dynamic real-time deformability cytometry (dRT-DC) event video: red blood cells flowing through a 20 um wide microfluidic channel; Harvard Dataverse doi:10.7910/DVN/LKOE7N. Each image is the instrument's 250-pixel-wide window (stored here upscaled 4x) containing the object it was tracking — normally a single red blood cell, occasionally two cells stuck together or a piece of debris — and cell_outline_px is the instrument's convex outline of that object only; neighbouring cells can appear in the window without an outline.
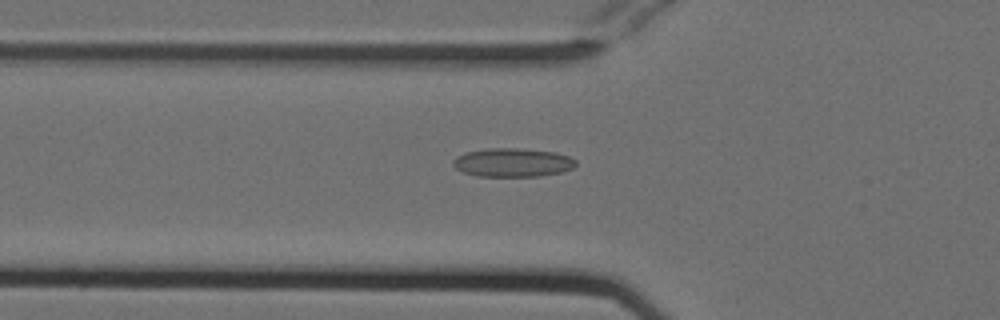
{"species": "Egyptian fruit bat (a non-hibernating species)", "species_latin": "Rousettus aegyptiacus", "temperature_condition": "cold", "stored_images_in_passage": 42, "camera_frame_rate_fps": 3000, "um_per_image_px": 0.085, "animal": {"sex": "female"}, "frame": {"image": 1, "passage_image": 7, "time_ms": 2.0, "image_size_px": [1000, 320], "cell_outline_px": [[576, 164], [572, 168], [560, 172], [540, 176], [476, 176], [464, 172], [456, 168], [452, 164], [452, 160], [456, 156], [468, 152], [488, 148], [516, 148], [556, 152], [568, 156], [576, 160]], "centroid_in_image_um": [43.56, 13.81], "position_along_channel_um": 82.2, "area_um2": 20.4}}
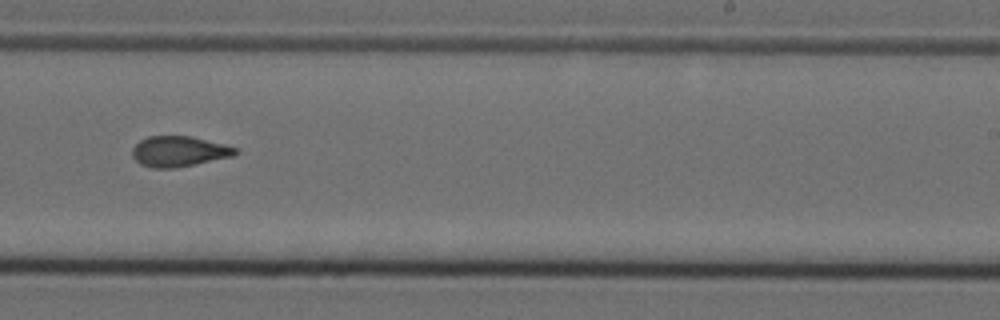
{"frame": {"image": 2, "passage_image": 22, "time_ms": 7.0, "image_size_px": [1000, 320], "cell_outline_px": [[236, 156], [176, 168], [152, 168], [140, 164], [132, 156], [132, 148], [140, 140], [148, 136], [192, 136], [224, 144], [236, 148]], "centroid_in_image_um": [15.21, 12.87], "position_along_channel_um": 273.8, "area_um2": 18.44}}
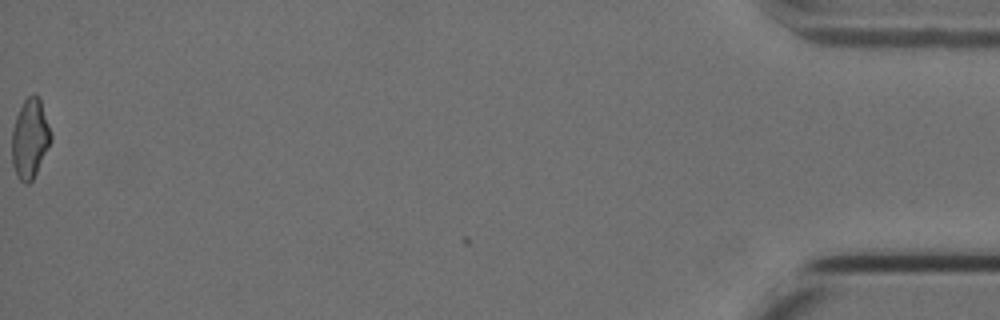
{"frame": {"image": 3, "passage_image": 42, "time_ms": 13.667, "image_size_px": [1000, 320], "cell_outline_px": [[52, 140], [32, 180], [28, 184], [24, 184], [20, 180], [12, 164], [12, 132], [16, 116], [24, 100], [32, 92], [40, 96], [52, 136]], "centroid_in_image_um": [2.55, 11.74], "position_along_channel_um": 432.6, "area_um2": 18.03}, "authors_computed_cell_mechanics": {"area_um2": 18.2937, "velocity_mm_per_s": 3.8105, "shape_relaxation_time_tau1_ms": null, "shape_relaxation_time_tau2_ms": 2.3458, "deformation_change_tau1": null, "deformation_change_tau2": 0.0971}}